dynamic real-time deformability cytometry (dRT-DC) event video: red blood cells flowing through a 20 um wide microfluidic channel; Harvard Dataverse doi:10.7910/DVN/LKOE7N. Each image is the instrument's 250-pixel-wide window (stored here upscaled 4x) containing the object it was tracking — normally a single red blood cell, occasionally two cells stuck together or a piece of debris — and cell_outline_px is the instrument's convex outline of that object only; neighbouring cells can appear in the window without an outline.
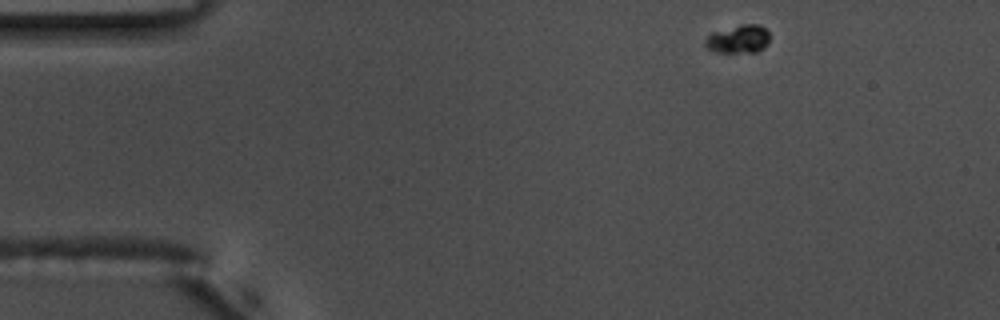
{"species": "common noctule bat (a hibernating species)", "species_latin": "Nyctalus noctula", "temperature_condition": "warm", "stored_images_in_passage": 55, "camera_frame_rate_fps": 3000, "um_per_image_px": 0.085, "animal": {"sex": "male", "body_mass_g": 17.5, "forearm_length_mm": 52.3}, "frame": {"image": 1, "passage_image": 1, "time_ms": 0.0, "image_size_px": [1000, 320], "cell_outline_px": [[768, 44], [756, 52], [716, 52], [708, 48], [704, 44], [704, 40], [712, 32], [740, 24], [756, 24], [764, 28], [768, 32]], "centroid_in_image_um": [62.74, 3.32], "position_along_channel_um": 22.3, "area_um2": 10.52}}
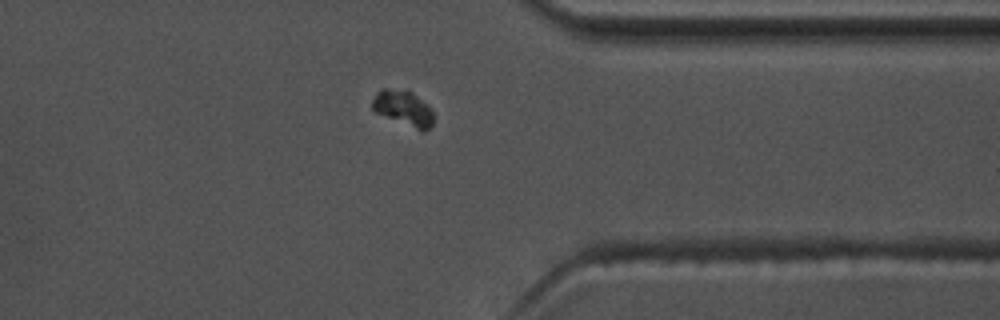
{"frame": {"image": 2, "passage_image": 41, "time_ms": 13.333, "image_size_px": [1000, 320], "cell_outline_px": [[432, 124], [424, 132], [420, 132], [376, 112], [372, 108], [372, 100], [376, 92], [380, 88], [388, 88], [412, 92], [428, 104], [432, 108]], "centroid_in_image_um": [34.29, 9.2], "position_along_channel_um": 377.1, "area_um2": 12.72}}
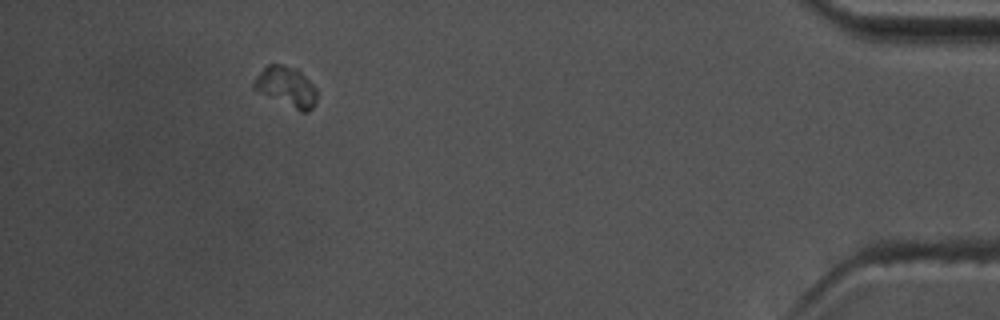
{"frame": {"image": 3, "passage_image": 49, "time_ms": 16.0, "image_size_px": [1000, 320], "cell_outline_px": [[316, 104], [308, 112], [300, 112], [252, 88], [252, 84], [256, 76], [268, 64], [284, 64], [296, 68], [316, 88]], "centroid_in_image_um": [24.35, 7.38], "position_along_channel_um": 410.9, "area_um2": 14.62}}